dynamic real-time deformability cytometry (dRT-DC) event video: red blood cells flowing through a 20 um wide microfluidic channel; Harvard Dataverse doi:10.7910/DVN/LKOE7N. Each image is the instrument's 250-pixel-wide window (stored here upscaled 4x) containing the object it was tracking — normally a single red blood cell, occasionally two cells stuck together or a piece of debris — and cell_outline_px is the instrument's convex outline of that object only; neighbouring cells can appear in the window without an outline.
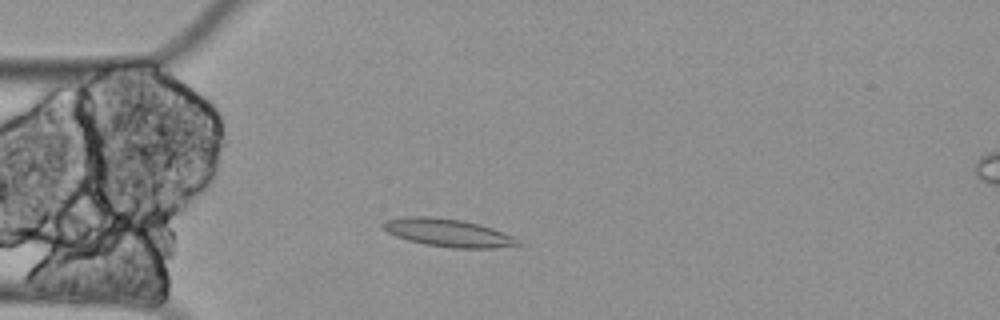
{"species": "Egyptian fruit bat (a non-hibernating species)", "species_latin": "Rousettus aegyptiacus", "temperature_condition": "cold", "stored_images_in_passage": 56, "camera_frame_rate_fps": 3000, "um_per_image_px": 0.085, "animal": {"sex": "female"}, "frame": {"image": 1, "passage_image": 12, "time_ms": 3.667, "image_size_px": [1000, 320], "cell_outline_px": [[524, 244], [492, 248], [452, 248], [424, 244], [408, 240], [396, 236], [388, 232], [380, 224], [384, 220], [408, 216], [428, 216], [464, 220], [480, 224], [492, 228], [512, 236]], "centroid_in_image_um": [38.07, 19.78], "position_along_channel_um": 46.9, "area_um2": 21.91}}
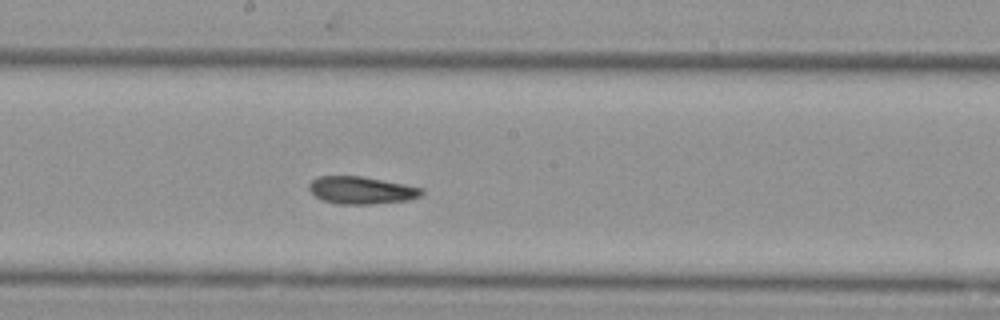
{"frame": {"image": 2, "passage_image": 28, "time_ms": 9.0, "image_size_px": [1000, 320], "cell_outline_px": [[424, 192], [420, 196], [408, 200], [372, 204], [336, 204], [324, 200], [316, 196], [308, 188], [308, 184], [312, 180], [320, 176], [360, 176], [404, 184], [424, 188]], "centroid_in_image_um": [30.73, 16.17], "position_along_channel_um": 217.5, "area_um2": 17.92}}
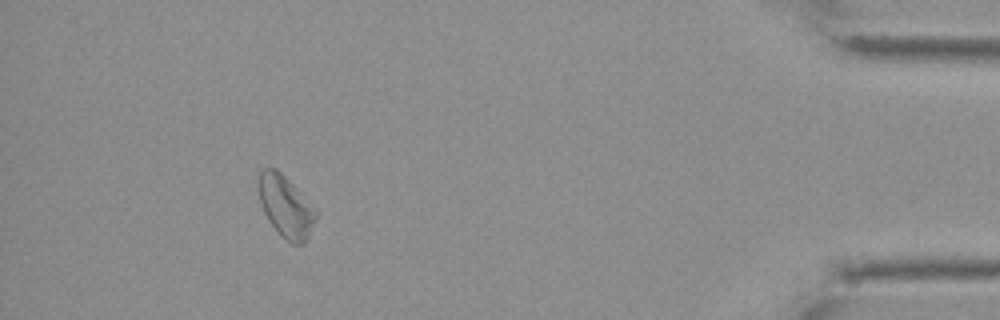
{"frame": {"image": 3, "passage_image": 51, "time_ms": 16.667, "image_size_px": [1000, 320], "cell_outline_px": [[316, 220], [304, 244], [292, 244], [284, 240], [280, 236], [268, 220], [264, 212], [260, 200], [260, 172], [264, 168], [276, 168], [316, 208]], "centroid_in_image_um": [24.31, 17.6], "position_along_channel_um": 410.9, "area_um2": 20.29}}